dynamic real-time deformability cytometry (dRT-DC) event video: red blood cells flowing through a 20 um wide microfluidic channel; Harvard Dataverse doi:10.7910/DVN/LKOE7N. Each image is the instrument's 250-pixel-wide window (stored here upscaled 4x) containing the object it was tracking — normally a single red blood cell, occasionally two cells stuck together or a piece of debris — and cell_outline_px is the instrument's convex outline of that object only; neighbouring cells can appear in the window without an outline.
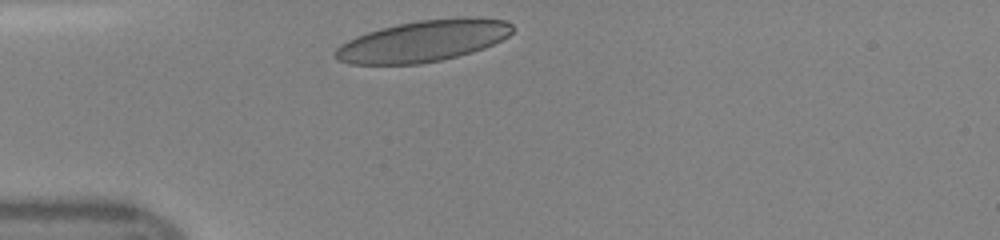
{"species": "human", "species_latin": "Homo sapiens", "temperature_condition": "room temperature", "stored_images_in_passage": 35, "camera_frame_rate_fps": 3000, "um_per_image_px": 0.085, "donor": {"sex": "female"}, "frame": {"image": 1, "passage_image": 1, "time_ms": 0.0, "image_size_px": [1000, 240], "cell_outline_px": [[512, 32], [508, 36], [492, 44], [468, 52], [436, 60], [412, 64], [356, 64], [340, 60], [336, 56], [336, 52], [344, 44], [360, 36], [372, 32], [404, 24], [428, 20], [500, 20], [512, 24]], "centroid_in_image_um": [35.97, 3.53], "position_along_channel_um": 49.0, "area_um2": 39.42}}
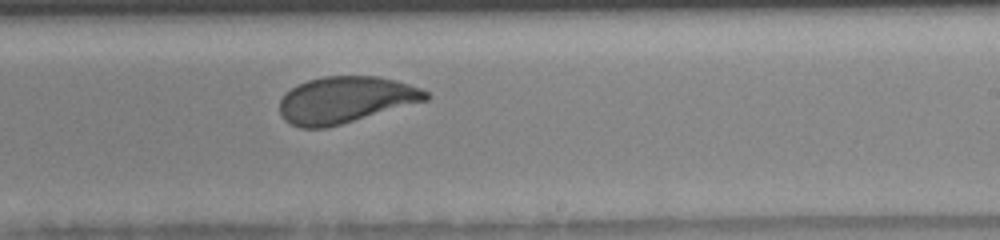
{"frame": {"image": 2, "passage_image": 17, "time_ms": 5.333, "image_size_px": [1000, 240], "cell_outline_px": [[428, 96], [424, 100], [336, 124], [320, 128], [304, 128], [292, 124], [280, 112], [280, 100], [292, 88], [300, 84], [312, 80], [332, 76], [372, 76], [404, 84], [428, 92]], "centroid_in_image_um": [29.28, 8.48], "position_along_channel_um": 259.7, "area_um2": 37.34}}
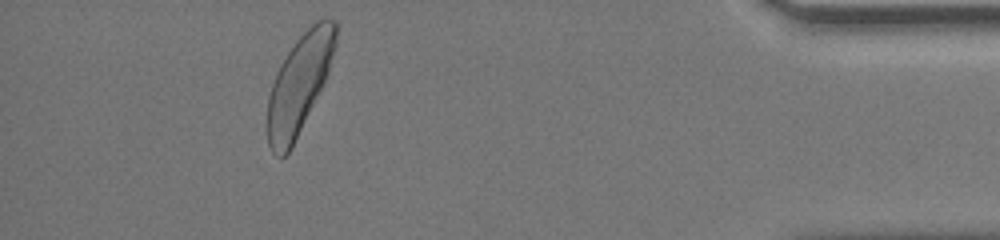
{"frame": {"image": 3, "passage_image": 31, "time_ms": 10.0, "image_size_px": [1000, 240], "cell_outline_px": [[336, 32], [332, 52], [324, 76], [296, 136], [288, 152], [284, 156], [268, 144], [268, 100], [276, 76], [284, 60], [292, 48], [320, 20], [332, 20], [336, 24]], "centroid_in_image_um": [25.38, 7.18], "position_along_channel_um": 409.8, "area_um2": 35.08}}